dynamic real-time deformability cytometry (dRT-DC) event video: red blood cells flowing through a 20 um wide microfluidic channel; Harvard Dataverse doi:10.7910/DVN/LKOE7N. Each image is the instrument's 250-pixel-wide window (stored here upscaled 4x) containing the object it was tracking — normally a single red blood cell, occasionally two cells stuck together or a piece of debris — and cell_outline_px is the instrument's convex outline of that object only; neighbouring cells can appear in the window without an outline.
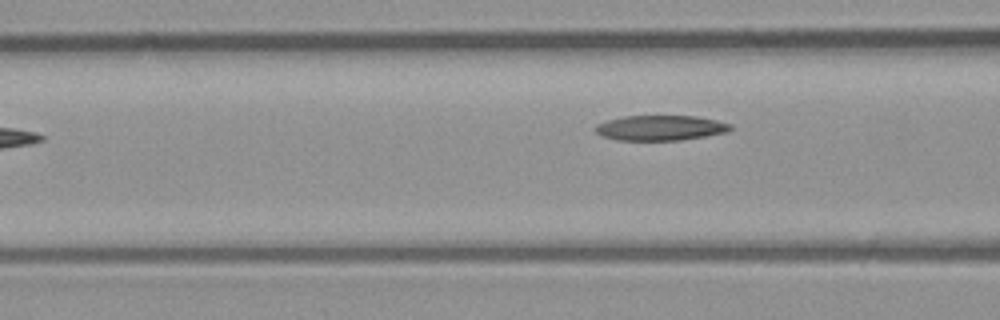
{"species": "common noctule bat (a hibernating species)", "species_latin": "Nyctalus noctula", "temperature_condition": "room temperature", "stored_images_in_passage": 5, "segment_of_instrument_passage": [2, 2], "camera_frame_rate_fps": 3000, "um_per_image_px": 0.085, "animal": {"sex": "male", "body_mass_g": 23.1, "forearm_length_mm": 52.7}, "frame": {"image": 1, "passage_image": 5, "time_ms": 1.333, "image_size_px": [1000, 320], "cell_outline_px": [[732, 128], [728, 132], [680, 140], [616, 140], [604, 136], [596, 132], [592, 128], [596, 124], [608, 120], [624, 116], [696, 116], [716, 120], [732, 124]], "centroid_in_image_um": [56.13, 10.86], "position_along_channel_um": 110.5, "area_um2": 19.77}}